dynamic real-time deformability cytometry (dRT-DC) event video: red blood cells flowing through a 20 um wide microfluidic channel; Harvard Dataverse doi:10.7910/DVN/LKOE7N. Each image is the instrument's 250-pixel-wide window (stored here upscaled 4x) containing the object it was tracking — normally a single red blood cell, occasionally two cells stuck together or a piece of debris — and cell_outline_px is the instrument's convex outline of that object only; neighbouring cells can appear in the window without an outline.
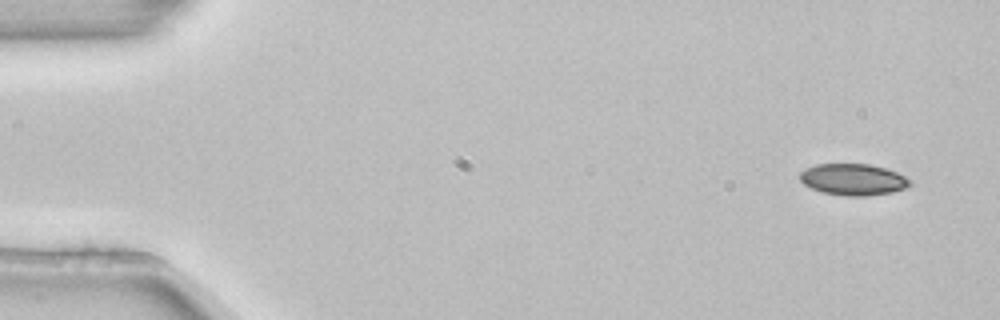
{"species": "common noctule bat (a hibernating species)", "species_latin": "Nyctalus noctula", "temperature_condition": "room temperature", "stored_images_in_passage": 4, "camera_frame_rate_fps": 3000, "um_per_image_px": 0.085, "animal": {"sex": "female", "body_mass_g": 22.7, "forearm_length_mm": 54.2}, "frame": {"image": 1, "passage_image": 1, "time_ms": 0.0, "image_size_px": [1000, 320], "cell_outline_px": [[912, 184], [904, 188], [892, 192], [864, 196], [848, 196], [824, 192], [812, 188], [804, 184], [800, 180], [800, 172], [816, 164], [868, 164], [884, 168], [896, 172], [912, 180]], "centroid_in_image_um": [72.54, 15.25], "position_along_channel_um": 12.5, "area_um2": 19.94}}
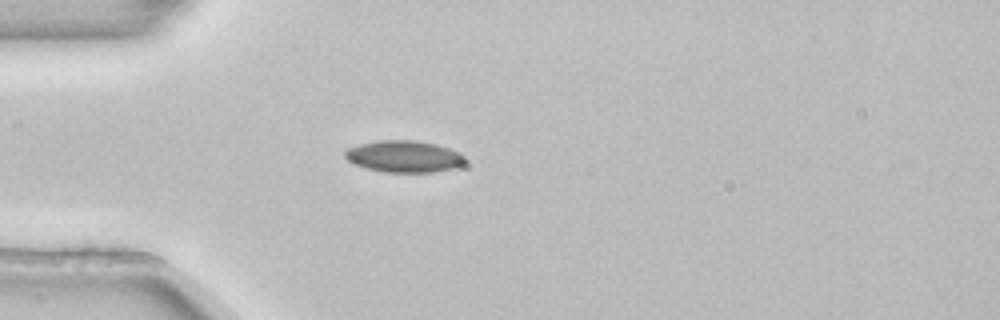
{"frame": {"image": 2, "passage_image": 4, "time_ms": 1.0, "image_size_px": [1000, 320], "cell_outline_px": [[464, 164], [456, 168], [432, 172], [384, 172], [368, 168], [356, 164], [348, 160], [344, 156], [344, 152], [348, 148], [360, 144], [380, 140], [416, 140], [436, 144], [460, 152], [464, 156]], "centroid_in_image_um": [34.37, 13.29], "position_along_channel_um": 50.6, "area_um2": 22.14}}